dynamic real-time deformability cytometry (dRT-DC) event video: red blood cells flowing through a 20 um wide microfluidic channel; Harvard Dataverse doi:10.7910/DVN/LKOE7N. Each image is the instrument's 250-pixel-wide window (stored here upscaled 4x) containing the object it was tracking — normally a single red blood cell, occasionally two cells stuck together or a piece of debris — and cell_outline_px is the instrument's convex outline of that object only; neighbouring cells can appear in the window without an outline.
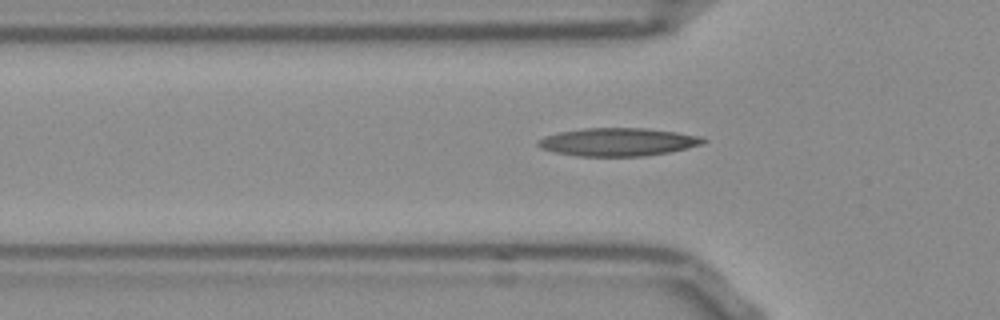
{"species": "Egyptian fruit bat (a non-hibernating species)", "species_latin": "Rousettus aegyptiacus", "temperature_condition": "room temperature", "stored_images_in_passage": 38, "camera_frame_rate_fps": 3000, "um_per_image_px": 0.085, "frame": {"image": 1, "passage_image": 9, "time_ms": 2.667, "image_size_px": [1000, 320], "cell_outline_px": [[708, 140], [700, 144], [672, 152], [644, 156], [576, 156], [556, 152], [540, 148], [536, 144], [536, 140], [544, 136], [556, 132], [584, 128], [644, 128], [676, 132], [704, 136]], "centroid_in_image_um": [52.5, 12.06], "position_along_channel_um": 73.3, "area_um2": 27.22}}
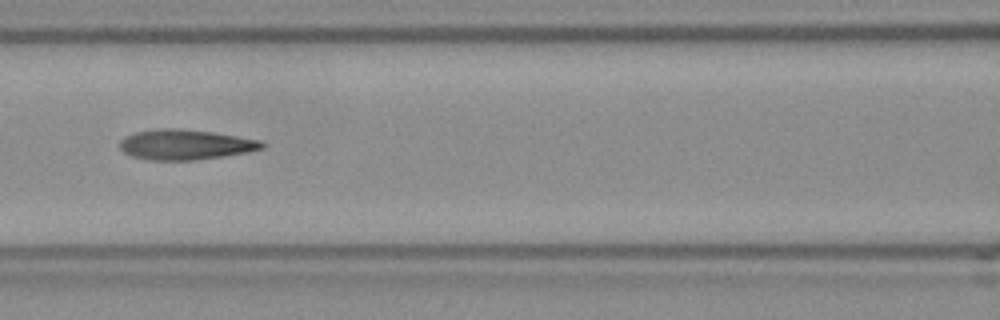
{"frame": {"image": 2, "passage_image": 15, "time_ms": 4.667, "image_size_px": [1000, 320], "cell_outline_px": [[264, 148], [248, 152], [224, 156], [196, 160], [148, 160], [132, 156], [124, 152], [120, 148], [120, 140], [124, 136], [136, 132], [160, 128], [180, 128], [212, 132], [260, 140], [264, 144]], "centroid_in_image_um": [15.74, 12.29], "position_along_channel_um": 150.9, "area_um2": 25.03}}
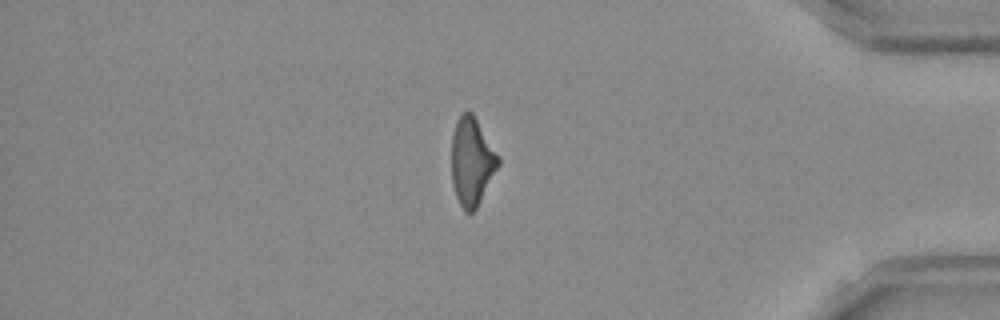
{"frame": {"image": 3, "passage_image": 37, "time_ms": 12.0, "image_size_px": [1000, 320], "cell_outline_px": [[500, 164], [476, 208], [472, 212], [464, 212], [456, 196], [452, 180], [452, 136], [456, 120], [460, 112], [468, 108], [472, 112], [500, 156]], "centroid_in_image_um": [40.11, 13.67], "position_along_channel_um": 395.1, "area_um2": 24.1}}